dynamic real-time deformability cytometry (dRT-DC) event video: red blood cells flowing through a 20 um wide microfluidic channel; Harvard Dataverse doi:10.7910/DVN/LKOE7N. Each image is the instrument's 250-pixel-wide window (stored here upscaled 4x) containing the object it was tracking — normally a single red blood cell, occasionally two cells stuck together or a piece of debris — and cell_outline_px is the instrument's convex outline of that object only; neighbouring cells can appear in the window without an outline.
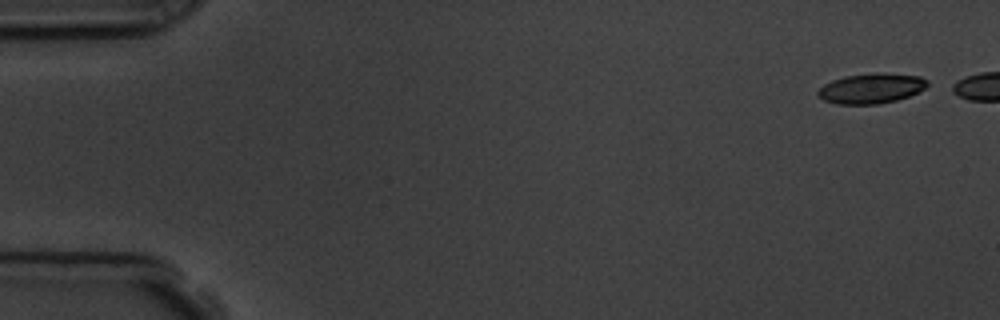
{"species": "common noctule bat (a hibernating species)", "species_latin": "Nyctalus noctula", "temperature_condition": "room temperature", "stored_images_in_passage": 6, "camera_frame_rate_fps": 3000, "um_per_image_px": 0.085, "animal": {"sex": "male", "body_mass_g": 19.5, "forearm_length_mm": 54.6}, "frame": {"image": 1, "passage_image": 1, "time_ms": 0.0, "image_size_px": [1000, 320], "cell_outline_px": [[928, 84], [924, 88], [908, 96], [896, 100], [880, 104], [836, 104], [824, 100], [816, 92], [824, 84], [832, 80], [844, 76], [920, 76], [928, 80]], "centroid_in_image_um": [73.99, 7.58], "position_along_channel_um": 11.0, "area_um2": 18.03}}
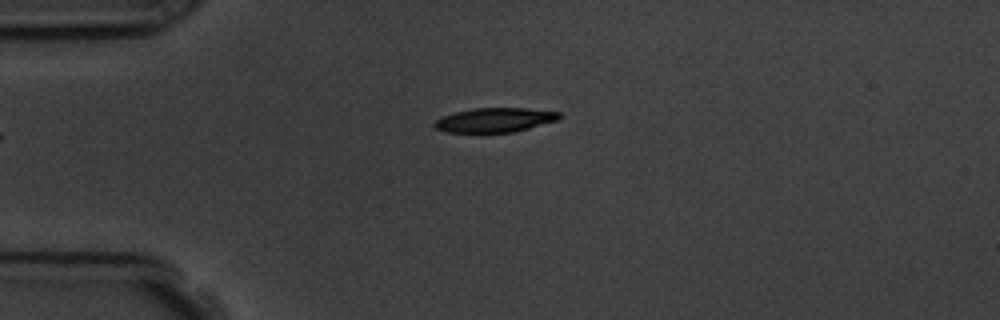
{"frame": {"image": 2, "passage_image": 6, "time_ms": 5.667, "image_size_px": [1000, 320], "cell_outline_px": [[560, 120], [516, 132], [444, 132], [436, 128], [432, 124], [440, 116], [456, 112], [476, 108], [524, 108], [560, 112]], "centroid_in_image_um": [42.07, 10.2], "position_along_channel_um": 42.9, "area_um2": 17.8}}